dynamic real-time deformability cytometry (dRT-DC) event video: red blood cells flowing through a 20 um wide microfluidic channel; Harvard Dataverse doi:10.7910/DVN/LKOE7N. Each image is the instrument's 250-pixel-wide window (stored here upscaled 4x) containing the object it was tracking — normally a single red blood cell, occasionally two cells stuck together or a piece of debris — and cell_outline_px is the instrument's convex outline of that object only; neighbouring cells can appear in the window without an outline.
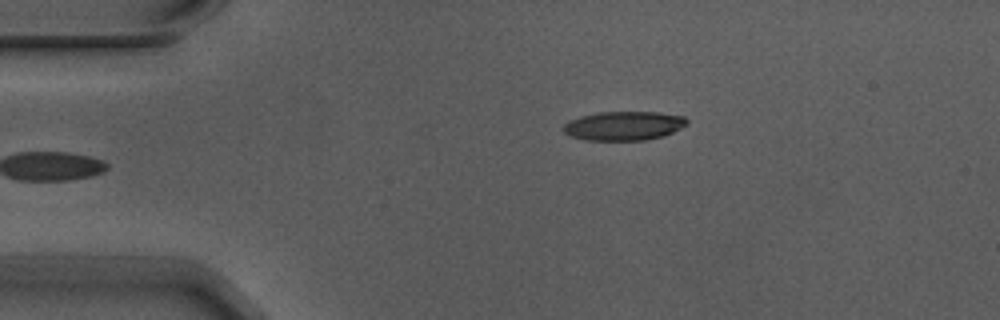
{"species": "Egyptian fruit bat (a non-hibernating species)", "species_latin": "Rousettus aegyptiacus", "temperature_condition": "warm", "stored_images_in_passage": 4, "camera_frame_rate_fps": 3000, "um_per_image_px": 0.085, "animal": {"sex": "male"}, "frame": {"image": 1, "passage_image": 4, "time_ms": 1.0, "image_size_px": [1000, 320], "cell_outline_px": [[688, 124], [664, 136], [644, 140], [584, 140], [568, 136], [564, 132], [564, 124], [568, 120], [580, 116], [600, 112], [656, 112], [684, 116], [688, 120]], "centroid_in_image_um": [53.0, 10.69], "position_along_channel_um": 32.0, "area_um2": 20.98}}